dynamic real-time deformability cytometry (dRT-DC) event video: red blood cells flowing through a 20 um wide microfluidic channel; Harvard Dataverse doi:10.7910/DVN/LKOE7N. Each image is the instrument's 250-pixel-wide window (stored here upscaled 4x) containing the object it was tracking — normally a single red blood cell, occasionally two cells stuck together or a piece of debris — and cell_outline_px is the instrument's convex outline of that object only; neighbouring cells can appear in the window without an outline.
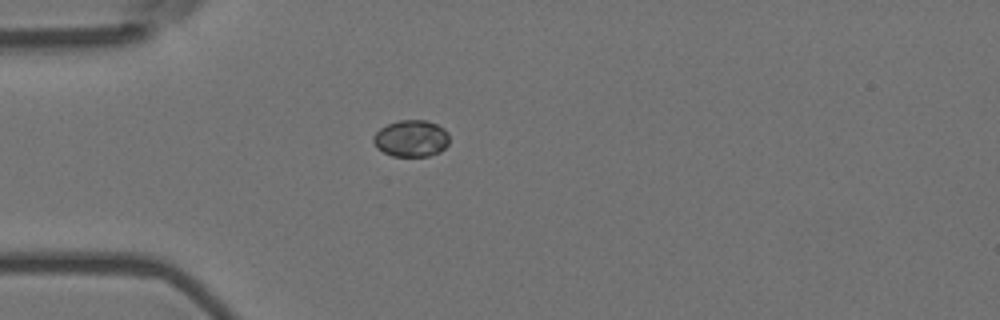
{"species": "Egyptian fruit bat (a non-hibernating species)", "species_latin": "Rousettus aegyptiacus", "temperature_condition": "room temperature", "stored_images_in_passage": 2, "camera_frame_rate_fps": 3000, "um_per_image_px": 0.085, "animal": {"sex": "female"}, "frame": {"image": 1, "passage_image": 1, "time_ms": 0.0, "image_size_px": [1000, 320], "cell_outline_px": [[448, 144], [440, 152], [428, 156], [392, 156], [376, 148], [372, 140], [372, 136], [380, 128], [388, 124], [400, 120], [428, 120], [444, 128], [448, 132]], "centroid_in_image_um": [34.94, 11.76], "position_along_channel_um": 50.1, "area_um2": 16.36}}